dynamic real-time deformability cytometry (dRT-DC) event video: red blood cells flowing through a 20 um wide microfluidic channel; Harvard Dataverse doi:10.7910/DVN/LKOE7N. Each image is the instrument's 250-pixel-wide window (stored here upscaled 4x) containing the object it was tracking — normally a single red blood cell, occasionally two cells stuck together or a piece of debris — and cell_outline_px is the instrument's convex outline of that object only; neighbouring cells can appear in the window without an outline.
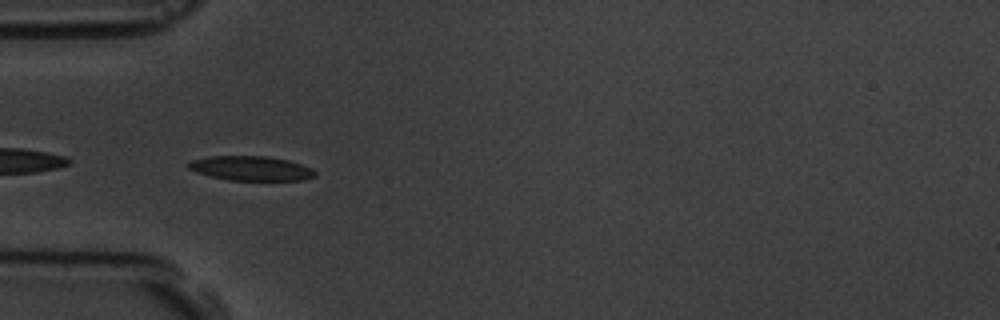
{"species": "common noctule bat (a hibernating species)", "species_latin": "Nyctalus noctula", "temperature_condition": "room temperature", "stored_images_in_passage": 6, "camera_frame_rate_fps": 3000, "um_per_image_px": 0.085, "animal": {"sex": "male", "body_mass_g": 19.5, "forearm_length_mm": 54.6}, "frame": {"image": 1, "passage_image": 5, "time_ms": 5.333, "image_size_px": [1000, 320], "cell_outline_px": [[316, 176], [304, 180], [228, 180], [196, 172], [188, 168], [184, 164], [192, 160], [208, 156], [268, 156], [288, 160], [312, 168], [316, 172]], "centroid_in_image_um": [21.32, 14.3], "position_along_channel_um": 63.7, "area_um2": 18.15}}